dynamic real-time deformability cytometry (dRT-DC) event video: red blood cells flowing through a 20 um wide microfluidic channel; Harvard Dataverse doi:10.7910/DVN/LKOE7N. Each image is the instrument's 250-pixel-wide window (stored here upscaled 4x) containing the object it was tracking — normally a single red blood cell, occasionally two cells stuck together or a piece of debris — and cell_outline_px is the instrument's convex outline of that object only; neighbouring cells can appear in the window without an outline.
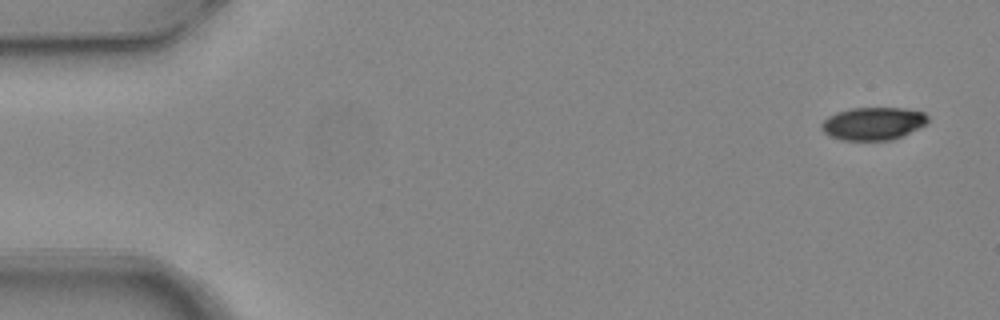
{"species": "common noctule bat (a hibernating species)", "species_latin": "Nyctalus noctula", "temperature_condition": "warm", "stored_images_in_passage": 5, "camera_frame_rate_fps": 3000, "um_per_image_px": 0.085, "animal": {"sex": "female", "body_mass_g": 24.6, "forearm_length_mm": 56.2}, "frame": {"image": 1, "passage_image": 1, "time_ms": 0.0, "image_size_px": [1000, 320], "cell_outline_px": [[928, 120], [924, 124], [892, 140], [840, 140], [828, 136], [820, 128], [820, 124], [828, 116], [836, 112], [852, 108], [904, 108], [924, 112], [928, 116]], "centroid_in_image_um": [74.15, 10.5], "position_along_channel_um": 10.9, "area_um2": 20.23}}
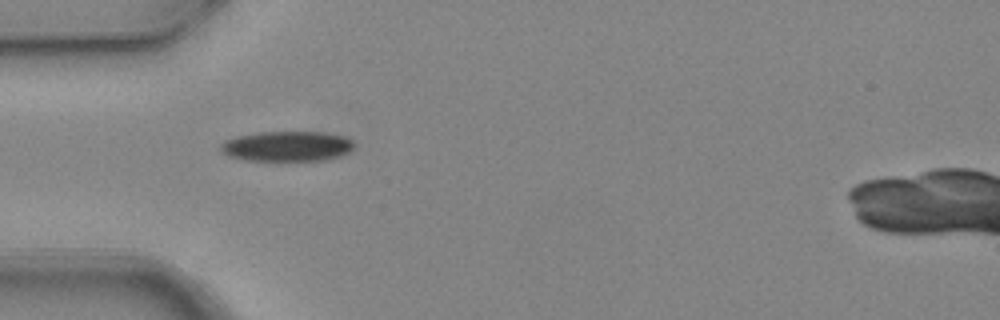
{"frame": {"image": 2, "passage_image": 4, "time_ms": 1.0, "image_size_px": [1000, 320], "cell_outline_px": [[356, 148], [352, 152], [340, 156], [324, 160], [280, 164], [244, 160], [228, 156], [220, 152], [220, 144], [224, 140], [236, 136], [260, 132], [324, 132], [344, 136], [352, 140], [356, 144]], "centroid_in_image_um": [24.41, 12.49], "position_along_channel_um": 60.6, "area_um2": 24.97}}
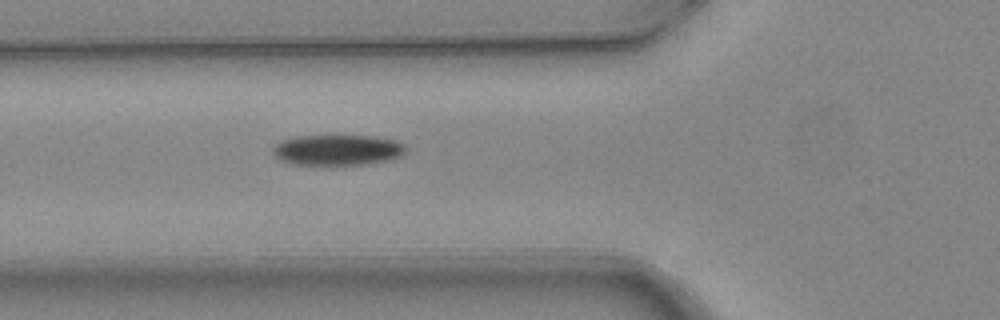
{"frame": {"image": 3, "passage_image": 5, "time_ms": 1.333, "image_size_px": [1000, 320], "cell_outline_px": [[408, 152], [392, 160], [336, 168], [324, 168], [292, 164], [280, 160], [272, 152], [272, 148], [280, 140], [296, 136], [376, 136], [396, 140], [404, 144]], "centroid_in_image_um": [28.68, 12.8], "position_along_channel_um": 97.1, "area_um2": 25.09}}